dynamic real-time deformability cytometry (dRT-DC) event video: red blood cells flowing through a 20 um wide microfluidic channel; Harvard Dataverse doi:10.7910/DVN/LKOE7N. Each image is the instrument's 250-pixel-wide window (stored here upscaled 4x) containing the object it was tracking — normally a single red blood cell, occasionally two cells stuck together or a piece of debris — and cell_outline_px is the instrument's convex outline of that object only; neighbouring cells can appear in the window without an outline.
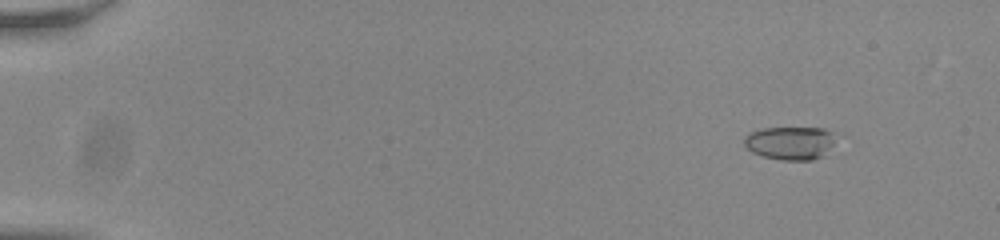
{"species": "common noctule bat (a hibernating species)", "species_latin": "Nyctalus noctula", "temperature_condition": "room temperature", "stored_images_in_passage": 57, "camera_frame_rate_fps": 3000, "um_per_image_px": 0.085, "animal": {"sex": "male", "body_mass_g": 20.0, "forearm_length_mm": 53.3}, "frame": {"image": 1, "passage_image": 7, "time_ms": 2.0, "image_size_px": [1000, 240], "cell_outline_px": [[832, 144], [824, 156], [812, 160], [780, 160], [764, 156], [752, 152], [744, 144], [744, 136], [748, 132], [764, 128], [824, 128], [832, 132]], "centroid_in_image_um": [67.12, 12.15], "position_along_channel_um": 17.9, "area_um2": 17.63}}
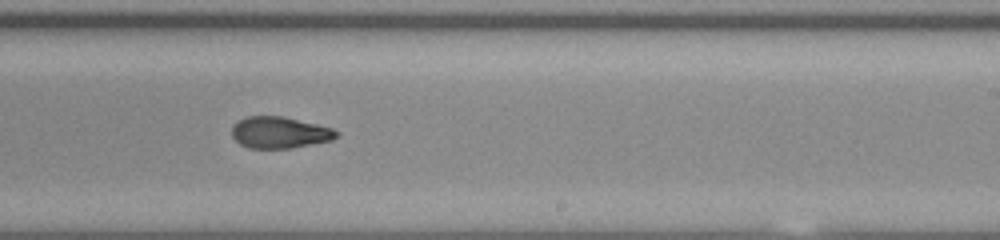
{"frame": {"image": 2, "passage_image": 37, "time_ms": 12.0, "image_size_px": [1000, 240], "cell_outline_px": [[340, 136], [332, 140], [292, 148], [248, 148], [240, 144], [232, 136], [232, 124], [248, 116], [284, 116], [332, 128], [340, 132]], "centroid_in_image_um": [23.79, 11.26], "position_along_channel_um": 265.2, "area_um2": 19.31}}
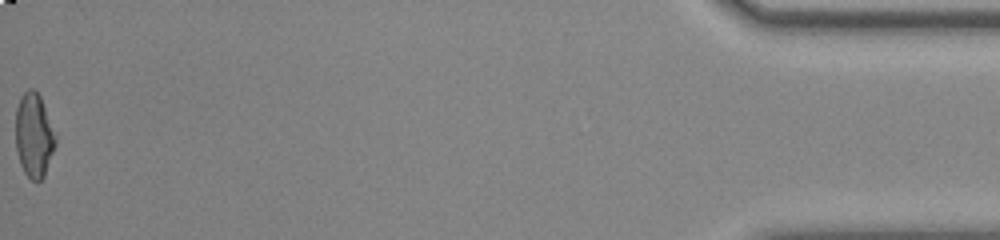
{"frame": {"image": 3, "passage_image": 57, "time_ms": 18.667, "image_size_px": [1000, 240], "cell_outline_px": [[56, 144], [44, 176], [40, 180], [32, 180], [24, 172], [20, 164], [16, 148], [16, 108], [20, 96], [28, 88], [32, 88], [40, 96], [56, 136]], "centroid_in_image_um": [2.87, 11.49], "position_along_channel_um": 432.3, "area_um2": 19.42}, "authors_computed_cell_mechanics": {"area_um2": 19.5942, "velocity_mm_per_s": 3.8206, "shape_relaxation_time_tau1_ms": null, "shape_relaxation_time_tau2_ms": 2.975, "deformation_change_tau1": null, "deformation_change_tau2": 0.0938}}